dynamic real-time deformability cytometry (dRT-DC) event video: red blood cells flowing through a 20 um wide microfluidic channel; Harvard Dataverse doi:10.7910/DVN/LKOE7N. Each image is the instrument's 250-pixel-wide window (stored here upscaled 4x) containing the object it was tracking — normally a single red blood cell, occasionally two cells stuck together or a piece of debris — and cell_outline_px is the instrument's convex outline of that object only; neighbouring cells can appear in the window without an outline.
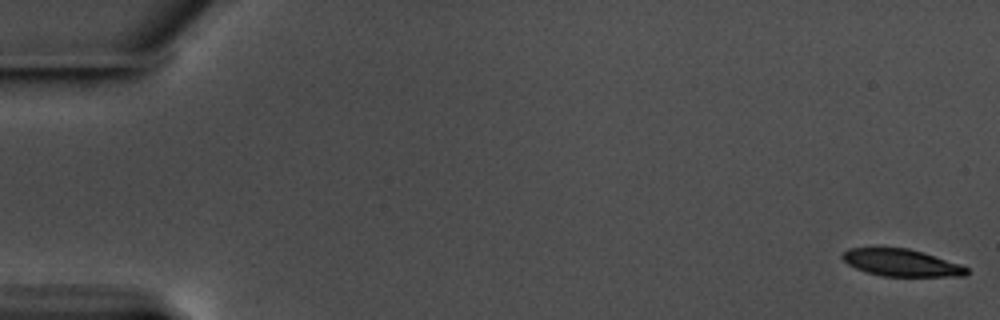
{"species": "common noctule bat (a hibernating species)", "species_latin": "Nyctalus noctula", "temperature_condition": "warm", "stored_images_in_passage": 19, "camera_frame_rate_fps": 3000, "um_per_image_px": 0.085, "animal": {"sex": "male", "body_mass_g": 17.5, "forearm_length_mm": 52.3}, "frame": {"image": 1, "passage_image": 1, "time_ms": 0.0, "image_size_px": [1000, 320], "cell_outline_px": [[968, 272], [964, 276], [884, 276], [868, 272], [856, 268], [848, 264], [840, 256], [848, 248], [908, 248], [924, 252], [960, 264], [968, 268]], "centroid_in_image_um": [76.63, 22.33], "position_along_channel_um": 8.4, "area_um2": 19.48}}
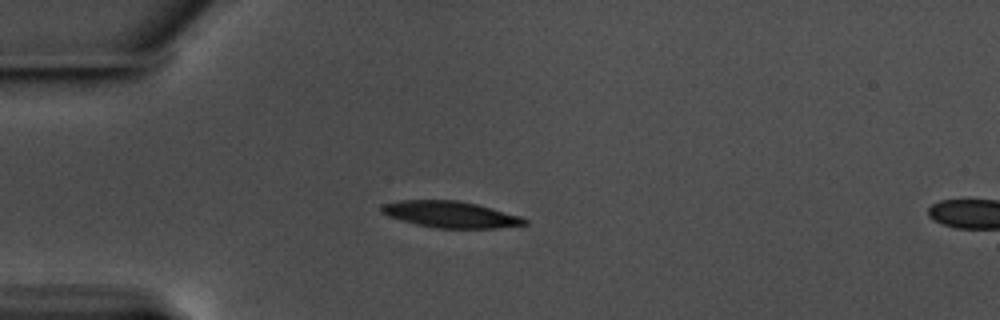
{"frame": {"image": 2, "passage_image": 16, "time_ms": 5.0, "image_size_px": [1000, 320], "cell_outline_px": [[528, 224], [496, 228], [436, 228], [416, 224], [400, 220], [388, 216], [380, 212], [380, 208], [384, 204], [404, 200], [456, 200], [476, 204], [492, 208], [520, 216], [528, 220]], "centroid_in_image_um": [38.29, 18.23], "position_along_channel_um": 46.7, "area_um2": 21.91}}